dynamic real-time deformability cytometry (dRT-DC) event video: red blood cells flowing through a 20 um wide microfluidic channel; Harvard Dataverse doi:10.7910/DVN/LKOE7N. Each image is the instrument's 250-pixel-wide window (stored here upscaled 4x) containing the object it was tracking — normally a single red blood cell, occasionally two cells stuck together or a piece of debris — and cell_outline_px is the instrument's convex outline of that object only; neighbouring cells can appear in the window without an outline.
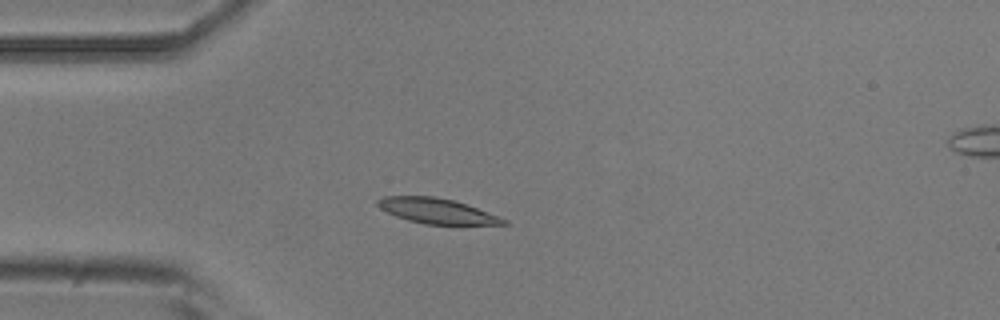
{"species": "common noctule bat (a hibernating species)", "species_latin": "Nyctalus noctula", "temperature_condition": "room temperature", "stored_images_in_passage": 5, "camera_frame_rate_fps": 3000, "um_per_image_px": 0.085, "animal": {"sex": "male", "body_mass_g": 20.5, "forearm_length_mm": 52.5}, "frame": {"image": 1, "passage_image": 3, "time_ms": 2.333, "image_size_px": [1000, 320], "cell_outline_px": [[508, 224], [424, 224], [408, 220], [396, 216], [380, 208], [376, 204], [376, 200], [384, 196], [432, 196], [452, 200], [500, 216], [508, 220]], "centroid_in_image_um": [37.11, 17.93], "position_along_channel_um": 47.9, "area_um2": 18.21}}
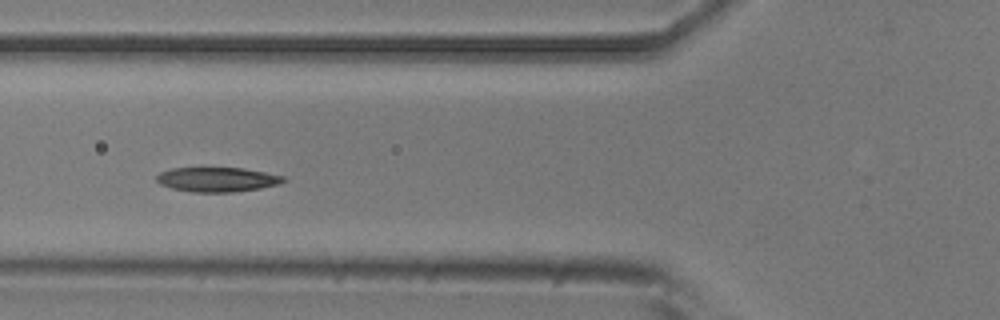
{"frame": {"image": 2, "passage_image": 5, "time_ms": 4.333, "image_size_px": [1000, 320], "cell_outline_px": [[288, 180], [276, 184], [260, 188], [232, 192], [192, 192], [172, 188], [160, 184], [156, 180], [156, 176], [160, 172], [172, 168], [244, 168], [284, 176]], "centroid_in_image_um": [18.45, 15.25], "position_along_channel_um": 107.4, "area_um2": 18.03}}